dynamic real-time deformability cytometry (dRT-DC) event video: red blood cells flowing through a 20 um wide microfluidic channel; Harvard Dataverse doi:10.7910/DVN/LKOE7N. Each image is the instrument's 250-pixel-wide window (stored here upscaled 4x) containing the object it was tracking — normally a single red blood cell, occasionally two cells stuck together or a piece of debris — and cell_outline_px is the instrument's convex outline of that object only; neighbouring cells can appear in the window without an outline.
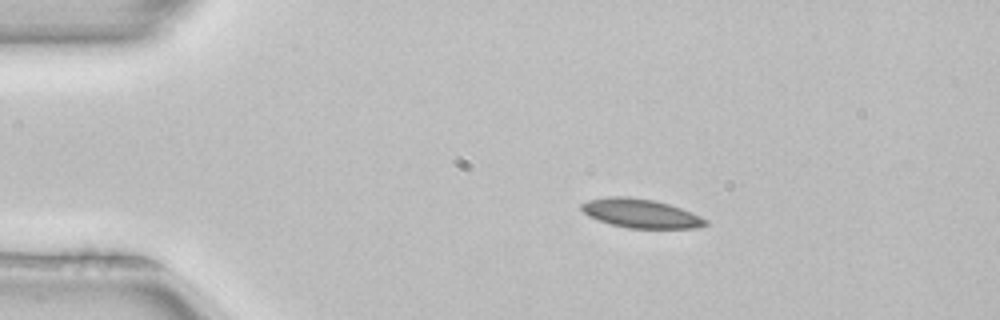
{"species": "common noctule bat (a hibernating species)", "species_latin": "Nyctalus noctula", "temperature_condition": "room temperature", "stored_images_in_passage": 3, "camera_frame_rate_fps": 3000, "um_per_image_px": 0.085, "animal": {"sex": "female", "body_mass_g": 22.7, "forearm_length_mm": 54.2}, "frame": {"image": 1, "passage_image": 1, "time_ms": 0.0, "image_size_px": [1000, 320], "cell_outline_px": [[708, 224], [696, 228], [628, 228], [612, 224], [588, 216], [580, 208], [580, 204], [588, 200], [608, 196], [628, 196], [652, 200], [668, 204], [692, 212], [708, 220]], "centroid_in_image_um": [54.46, 18.13], "position_along_channel_um": 30.5, "area_um2": 20.81}}
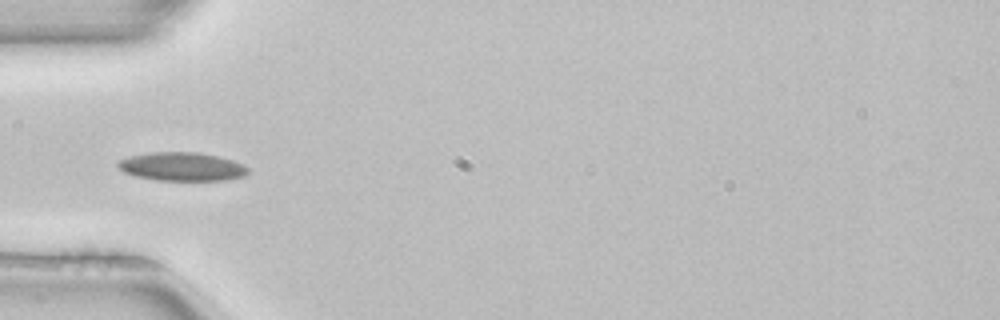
{"frame": {"image": 2, "passage_image": 3, "time_ms": 0.667, "image_size_px": [1000, 320], "cell_outline_px": [[248, 172], [244, 176], [228, 180], [156, 180], [136, 176], [124, 172], [116, 164], [120, 160], [132, 156], [152, 152], [196, 152], [216, 156], [232, 160], [244, 164], [248, 168]], "centroid_in_image_um": [15.49, 14.17], "position_along_channel_um": 69.5, "area_um2": 21.44}}